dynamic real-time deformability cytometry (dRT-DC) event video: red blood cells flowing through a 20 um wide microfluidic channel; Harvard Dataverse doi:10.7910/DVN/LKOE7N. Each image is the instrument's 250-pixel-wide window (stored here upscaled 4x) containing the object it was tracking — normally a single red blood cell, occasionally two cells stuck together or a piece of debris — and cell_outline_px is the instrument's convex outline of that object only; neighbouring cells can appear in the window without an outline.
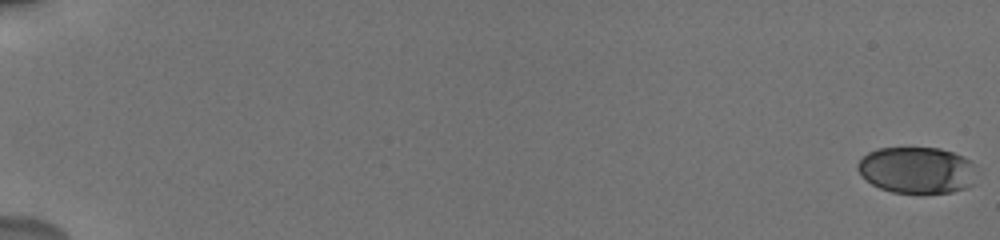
{"species": "human", "species_latin": "Homo sapiens", "temperature_condition": "cold", "stored_images_in_passage": 61, "camera_frame_rate_fps": 3000, "um_per_image_px": 0.085, "donor": {"sex": "male"}, "frame": {"image": 1, "passage_image": 1, "time_ms": 0.0, "image_size_px": [1000, 240], "cell_outline_px": [[976, 164], [972, 184], [964, 188], [952, 192], [920, 196], [892, 192], [880, 188], [872, 184], [856, 168], [856, 164], [868, 152], [876, 148], [940, 148], [964, 156], [972, 160]], "centroid_in_image_um": [77.96, 14.49], "position_along_channel_um": 7.0, "area_um2": 32.95}}
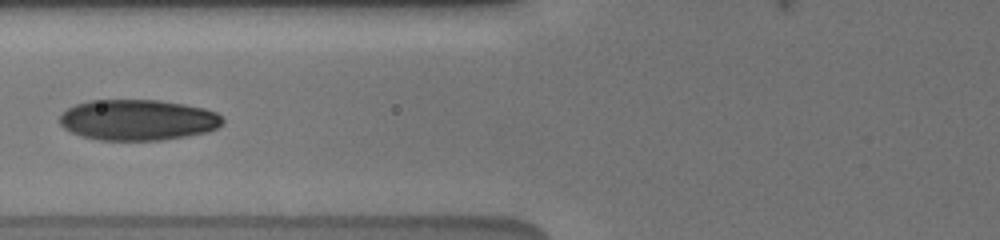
{"frame": {"image": 2, "passage_image": 24, "time_ms": 8.333, "image_size_px": [1000, 240], "cell_outline_px": [[224, 124], [208, 132], [188, 136], [160, 140], [100, 140], [80, 136], [64, 128], [60, 124], [60, 116], [68, 108], [76, 104], [92, 100], [160, 100], [184, 104], [204, 108], [216, 112], [224, 120]], "centroid_in_image_um": [11.74, 10.2], "position_along_channel_um": 114.1, "area_um2": 38.84}}
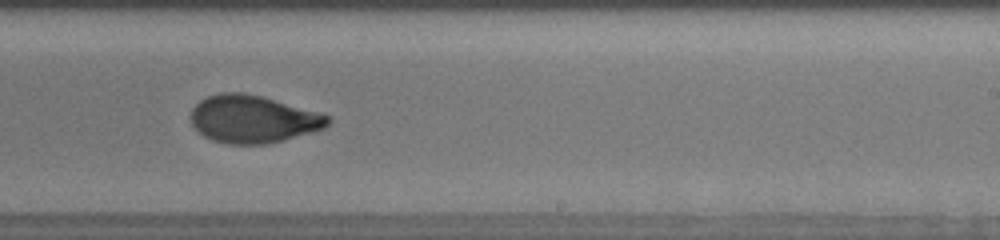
{"frame": {"image": 3, "passage_image": 34, "time_ms": 12.333, "image_size_px": [1000, 240], "cell_outline_px": [[332, 120], [324, 128], [312, 132], [284, 140], [268, 144], [228, 144], [212, 140], [204, 136], [192, 124], [188, 116], [192, 108], [200, 100], [208, 96], [220, 92], [244, 92], [260, 96], [328, 116]], "centroid_in_image_um": [21.44, 10.13], "position_along_channel_um": 267.6, "area_um2": 37.74}, "authors_computed_cell_mechanics": {"area_um2": 36.703, "velocity_mm_per_s": 3.8417, "shape_relaxation_time_tau1_ms": 4.226, "shape_relaxation_time_tau2_ms": 1.1959, "deformation_change_tau1": 0.1616, "deformation_change_tau2": 0.0572}}